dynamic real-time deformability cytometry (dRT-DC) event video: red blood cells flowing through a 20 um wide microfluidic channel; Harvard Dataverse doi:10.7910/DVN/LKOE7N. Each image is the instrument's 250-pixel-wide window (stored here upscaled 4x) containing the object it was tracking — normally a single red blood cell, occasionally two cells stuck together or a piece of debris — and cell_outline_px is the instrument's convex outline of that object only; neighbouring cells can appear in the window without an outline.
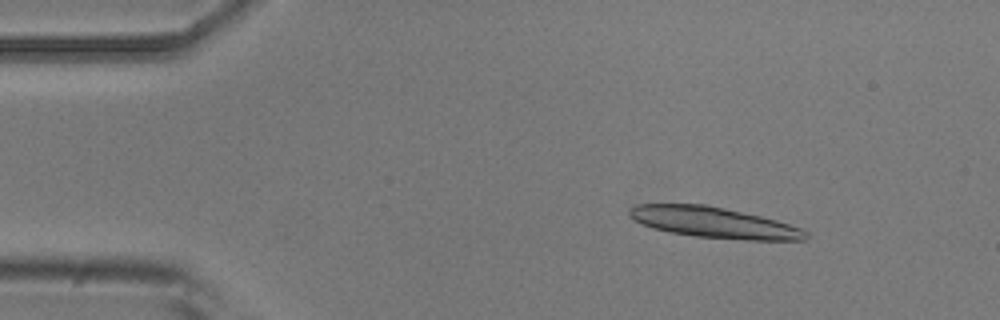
{"species": "common noctule bat (a hibernating species)", "species_latin": "Nyctalus noctula", "temperature_condition": "room temperature", "stored_images_in_passage": 48, "camera_frame_rate_fps": 3000, "um_per_image_px": 0.085, "animal": {"sex": "male", "body_mass_g": 20.5, "forearm_length_mm": 52.5}, "frame": {"image": 1, "passage_image": 5, "time_ms": 1.333, "image_size_px": [1000, 320], "cell_outline_px": [[808, 236], [804, 240], [748, 240], [696, 236], [668, 232], [652, 228], [628, 216], [628, 208], [636, 204], [708, 204], [760, 216], [776, 220], [800, 228], [808, 232]], "centroid_in_image_um": [60.65, 18.9], "position_along_channel_um": 24.4, "area_um2": 31.56}}
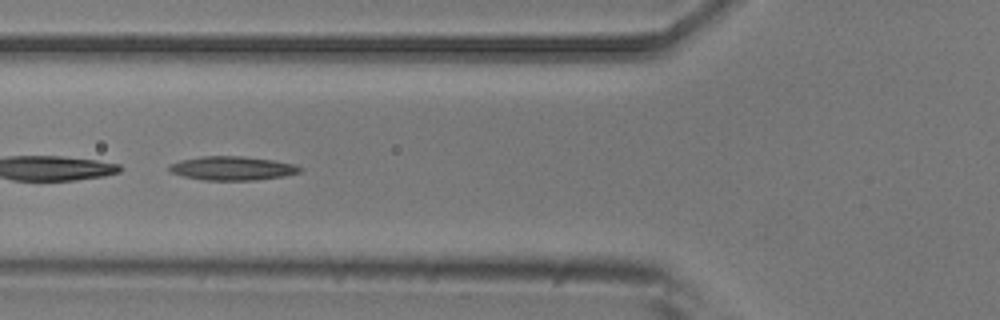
{"frame": {"image": 2, "passage_image": 17, "time_ms": 5.333, "image_size_px": [1000, 320], "cell_outline_px": [[304, 168], [300, 172], [284, 176], [252, 180], [204, 180], [184, 176], [168, 172], [168, 164], [180, 160], [200, 156], [240, 156], [272, 160], [292, 164]], "centroid_in_image_um": [19.68, 14.3], "position_along_channel_um": 106.1, "area_um2": 18.15}}
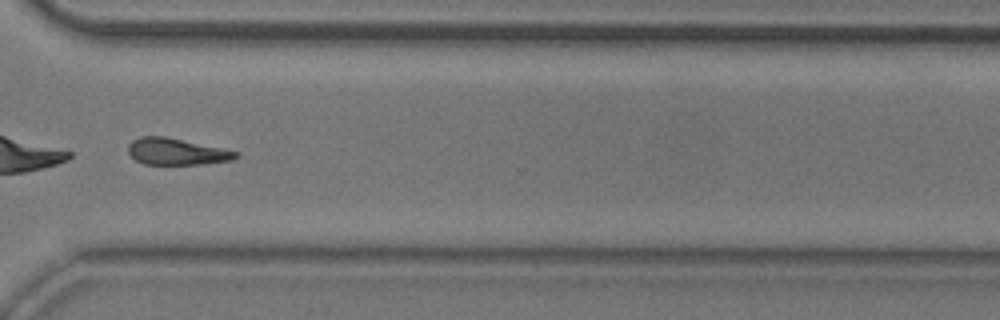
{"frame": {"image": 3, "passage_image": 36, "time_ms": 11.667, "image_size_px": [1000, 320], "cell_outline_px": [[240, 156], [232, 160], [204, 164], [144, 164], [136, 160], [128, 152], [128, 144], [132, 140], [140, 136], [164, 136], [240, 152]], "centroid_in_image_um": [15.01, 12.89], "position_along_channel_um": 355.6, "area_um2": 16.65}, "authors_computed_cell_mechanics": {"area_um2": 18.8428, "velocity_mm_per_s": 3.9387, "shape_relaxation_time_tau1_ms": 5.37, "shape_relaxation_time_tau2_ms": null, "deformation_change_tau1": 0.166, "deformation_change_tau2": null}}